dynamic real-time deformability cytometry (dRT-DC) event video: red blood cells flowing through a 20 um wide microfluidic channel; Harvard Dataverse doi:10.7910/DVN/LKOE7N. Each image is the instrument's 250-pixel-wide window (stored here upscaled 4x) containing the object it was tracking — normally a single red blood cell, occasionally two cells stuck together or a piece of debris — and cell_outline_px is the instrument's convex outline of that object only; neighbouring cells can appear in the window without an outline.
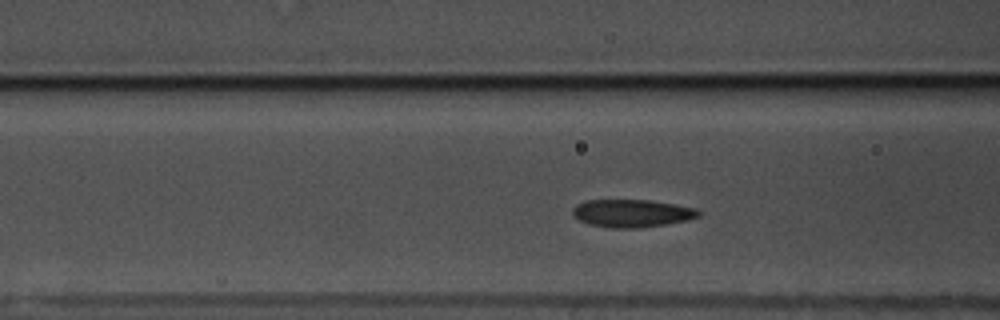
{"species": "common noctule bat (a hibernating species)", "species_latin": "Nyctalus noctula", "temperature_condition": "warm", "stored_images_in_passage": 49, "camera_frame_rate_fps": 3000, "um_per_image_px": 0.085, "animal": {"sex": "male", "body_mass_g": 17.5, "forearm_length_mm": 52.3}, "frame": {"image": 1, "passage_image": 14, "time_ms": 4.333, "image_size_px": [1000, 320], "cell_outline_px": [[704, 212], [700, 216], [688, 220], [640, 228], [612, 228], [588, 224], [572, 216], [572, 208], [576, 204], [588, 200], [648, 200], [696, 208]], "centroid_in_image_um": [53.71, 18.13], "position_along_channel_um": 112.9, "area_um2": 20.46}}
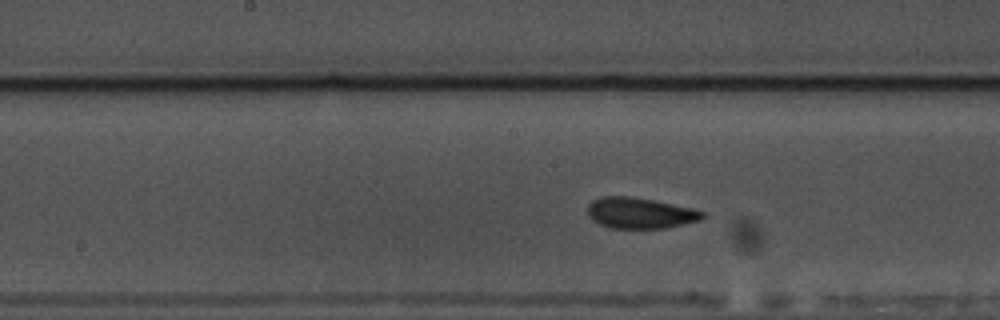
{"frame": {"image": 2, "passage_image": 21, "time_ms": 6.667, "image_size_px": [1000, 320], "cell_outline_px": [[708, 212], [700, 220], [684, 224], [664, 228], [612, 228], [600, 224], [592, 220], [588, 216], [588, 204], [592, 200], [604, 196], [628, 196], [652, 200], [692, 208]], "centroid_in_image_um": [54.41, 18.11], "position_along_channel_um": 193.8, "area_um2": 20.63}}
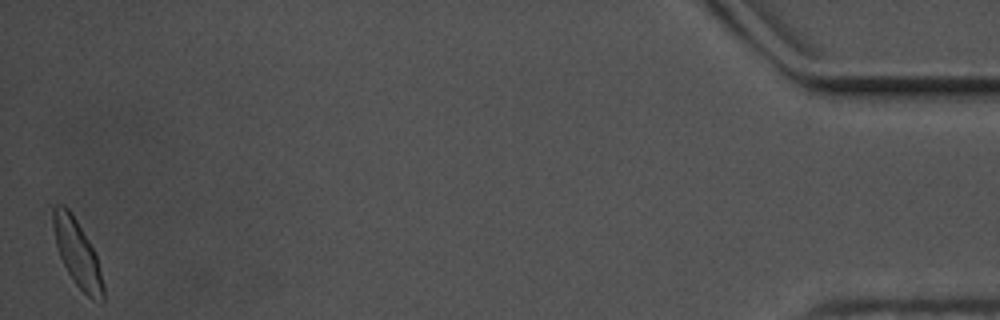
{"frame": {"image": 3, "passage_image": 49, "time_ms": 16.0, "image_size_px": [1000, 320], "cell_outline_px": [[104, 304], [100, 304], [92, 300], [76, 284], [68, 272], [60, 256], [56, 244], [52, 224], [52, 208], [56, 204], [64, 204], [68, 208], [76, 220], [88, 240], [96, 256], [104, 284]], "centroid_in_image_um": [6.58, 21.55], "position_along_channel_um": 428.6, "area_um2": 19.36}, "authors_computed_cell_mechanics": {"area_um2": 20.0566, "velocity_mm_per_s": 3.4814, "shape_relaxation_time_tau1_ms": 4.6055, "shape_relaxation_time_tau2_ms": 2.341, "deformation_change_tau1": 0.1216, "deformation_change_tau2": 0.0658}}